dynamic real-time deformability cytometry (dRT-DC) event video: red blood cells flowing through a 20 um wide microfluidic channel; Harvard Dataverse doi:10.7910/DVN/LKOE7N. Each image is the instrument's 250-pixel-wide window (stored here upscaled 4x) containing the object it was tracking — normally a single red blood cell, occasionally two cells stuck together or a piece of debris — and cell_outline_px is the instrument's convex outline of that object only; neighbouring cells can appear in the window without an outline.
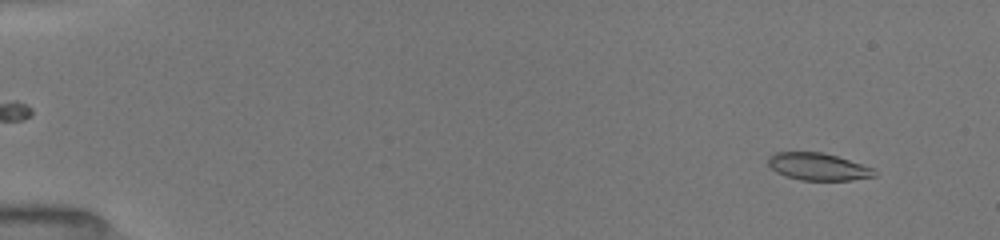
{"species": "common noctule bat (a hibernating species)", "species_latin": "Nyctalus noctula", "temperature_condition": "room temperature", "stored_images_in_passage": 51, "camera_frame_rate_fps": 3000, "um_per_image_px": 0.085, "animal": {"sex": "female", "body_mass_g": 19.5, "forearm_length_mm": 54.1}, "frame": {"image": 1, "passage_image": 4, "time_ms": 1.0, "image_size_px": [1000, 240], "cell_outline_px": [[876, 176], [852, 180], [800, 180], [784, 176], [776, 172], [768, 164], [768, 156], [776, 152], [820, 152], [836, 156], [872, 168], [876, 172]], "centroid_in_image_um": [69.49, 14.17], "position_along_channel_um": 15.5, "area_um2": 16.76}}
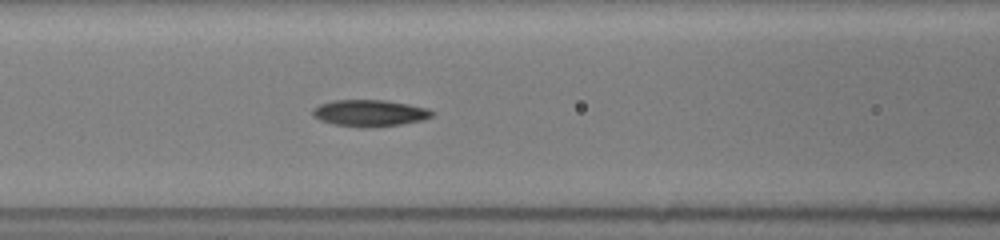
{"frame": {"image": 2, "passage_image": 23, "time_ms": 7.333, "image_size_px": [1000, 240], "cell_outline_px": [[436, 112], [432, 116], [424, 120], [376, 128], [360, 128], [332, 124], [320, 120], [312, 116], [312, 108], [320, 104], [332, 100], [384, 100], [408, 104], [428, 108]], "centroid_in_image_um": [31.41, 9.62], "position_along_channel_um": 135.2, "area_um2": 18.9}}
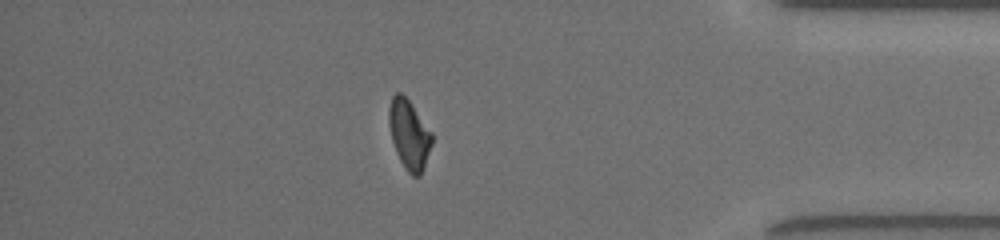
{"frame": {"image": 3, "passage_image": 45, "time_ms": 14.667, "image_size_px": [1000, 240], "cell_outline_px": [[432, 144], [424, 168], [420, 176], [412, 176], [404, 168], [396, 152], [392, 140], [388, 124], [388, 108], [392, 96], [396, 92], [400, 92], [408, 100], [432, 132]], "centroid_in_image_um": [34.76, 11.44], "position_along_channel_um": 400.4, "area_um2": 17.4}, "authors_computed_cell_mechanics": {"area_um2": 17.7446, "velocity_mm_per_s": 4.0111, "shape_relaxation_time_tau1_ms": 4.5308, "shape_relaxation_time_tau2_ms": 3.059, "deformation_change_tau1": 0.1628, "deformation_change_tau2": 0.0942}}